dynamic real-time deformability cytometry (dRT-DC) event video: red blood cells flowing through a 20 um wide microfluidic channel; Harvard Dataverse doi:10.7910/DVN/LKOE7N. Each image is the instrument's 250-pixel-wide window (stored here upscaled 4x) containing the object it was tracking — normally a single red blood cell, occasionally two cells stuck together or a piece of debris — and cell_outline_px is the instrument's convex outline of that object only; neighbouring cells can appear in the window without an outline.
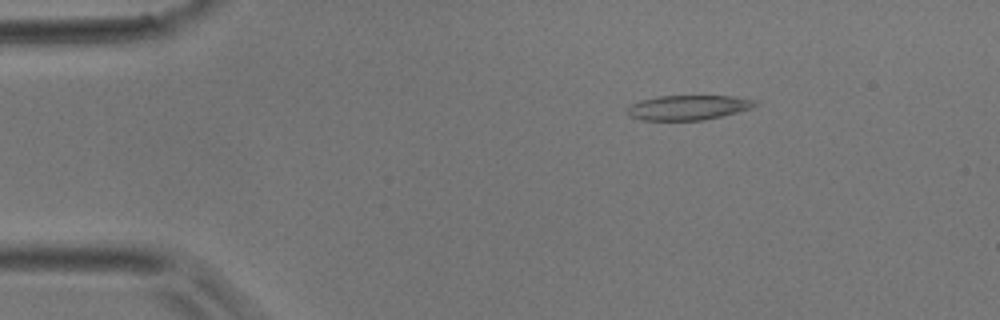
{"species": "common noctule bat (a hibernating species)", "species_latin": "Nyctalus noctula", "temperature_condition": "room temperature", "stored_images_in_passage": 3, "camera_frame_rate_fps": 3000, "um_per_image_px": 0.085, "animal": {"sex": "male", "body_mass_g": 17.9}, "frame": {"image": 1, "passage_image": 2, "time_ms": 0.333, "image_size_px": [1000, 320], "cell_outline_px": [[760, 104], [752, 108], [704, 120], [644, 120], [628, 116], [624, 112], [624, 108], [640, 100], [660, 96], [732, 96], [756, 100]], "centroid_in_image_um": [58.46, 9.14], "position_along_channel_um": 26.5, "area_um2": 18.55}}